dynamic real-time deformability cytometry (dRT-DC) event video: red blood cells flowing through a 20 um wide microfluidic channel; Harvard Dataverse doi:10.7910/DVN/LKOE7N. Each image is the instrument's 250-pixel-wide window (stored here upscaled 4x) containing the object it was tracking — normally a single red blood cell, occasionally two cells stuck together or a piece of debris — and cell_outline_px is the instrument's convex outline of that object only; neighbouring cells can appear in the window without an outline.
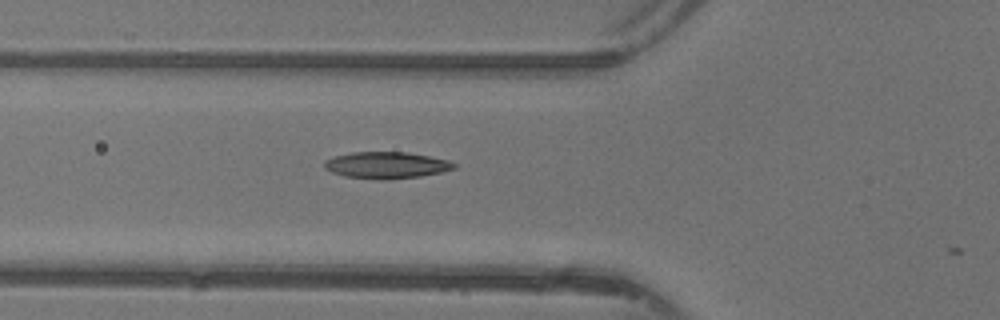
{"species": "common noctule bat (a hibernating species)", "species_latin": "Nyctalus noctula", "temperature_condition": "warm", "stored_images_in_passage": 26, "camera_frame_rate_fps": 3000, "um_per_image_px": 0.085, "animal": {"sex": "female"}, "frame": {"image": 1, "passage_image": 2, "time_ms": 0.333, "image_size_px": [1000, 320], "cell_outline_px": [[456, 168], [444, 172], [420, 176], [344, 176], [332, 172], [324, 168], [324, 160], [336, 156], [352, 152], [408, 152], [448, 160], [456, 164]], "centroid_in_image_um": [32.88, 13.98], "position_along_channel_um": 92.9, "area_um2": 19.02}}
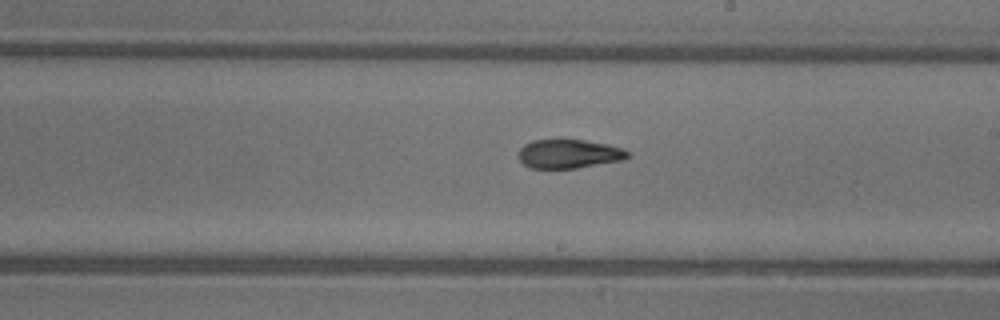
{"frame": {"image": 2, "passage_image": 12, "time_ms": 3.667, "image_size_px": [1000, 320], "cell_outline_px": [[628, 156], [620, 160], [576, 168], [528, 168], [520, 160], [520, 148], [524, 144], [532, 140], [560, 136], [608, 144], [620, 148], [628, 152]], "centroid_in_image_um": [48.28, 13.02], "position_along_channel_um": 240.7, "area_um2": 18.79}}
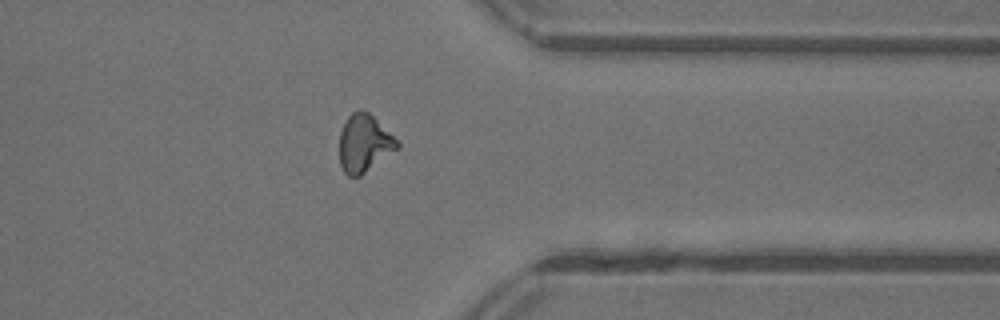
{"frame": {"image": 3, "passage_image": 22, "time_ms": 7.0, "image_size_px": [1000, 320], "cell_outline_px": [[400, 148], [360, 176], [348, 176], [344, 172], [340, 164], [340, 132], [348, 116], [352, 112], [360, 108], [368, 112], [400, 144]], "centroid_in_image_um": [30.95, 12.2], "position_along_channel_um": 380.5, "area_um2": 19.19}}